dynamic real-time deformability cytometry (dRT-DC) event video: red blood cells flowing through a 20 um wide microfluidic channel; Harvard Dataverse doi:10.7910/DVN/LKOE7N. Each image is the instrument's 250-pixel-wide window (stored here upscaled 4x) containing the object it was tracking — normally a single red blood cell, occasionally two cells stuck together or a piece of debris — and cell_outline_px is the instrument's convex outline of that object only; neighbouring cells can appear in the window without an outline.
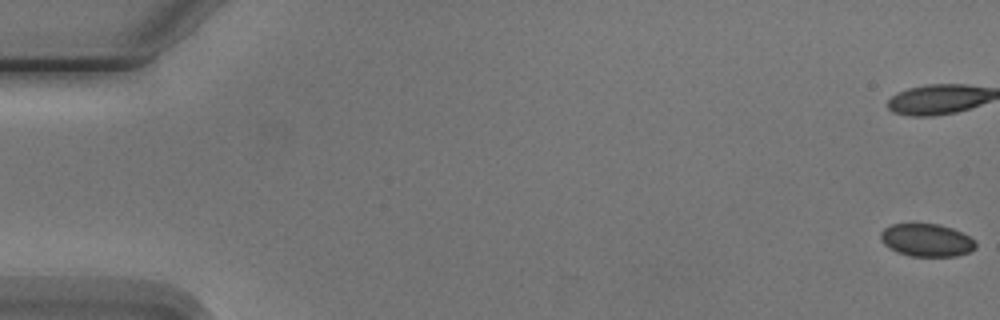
{"species": "Egyptian fruit bat (a non-hibernating species)", "species_latin": "Rousettus aegyptiacus", "temperature_condition": "cold", "stored_images_in_passage": 5, "camera_frame_rate_fps": 3000, "um_per_image_px": 0.085, "animal": {"sex": "male"}, "frame": {"image": 1, "passage_image": 1, "time_ms": 0.0, "image_size_px": [1000, 320], "cell_outline_px": [[976, 248], [972, 252], [956, 256], [908, 256], [896, 252], [884, 244], [880, 240], [880, 232], [884, 228], [892, 224], [940, 224], [952, 228], [976, 240]], "centroid_in_image_um": [78.77, 20.42], "position_along_channel_um": 6.2, "area_um2": 18.32}}